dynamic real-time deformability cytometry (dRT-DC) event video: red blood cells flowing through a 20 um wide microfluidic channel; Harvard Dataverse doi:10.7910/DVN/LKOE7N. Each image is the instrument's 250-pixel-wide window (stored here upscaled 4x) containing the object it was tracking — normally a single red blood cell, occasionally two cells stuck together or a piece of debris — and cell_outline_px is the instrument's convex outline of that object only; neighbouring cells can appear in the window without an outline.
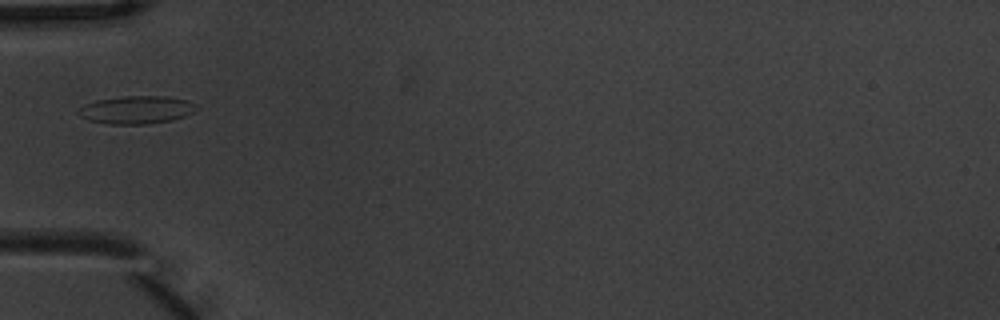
{"species": "common noctule bat (a hibernating species)", "species_latin": "Nyctalus noctula", "temperature_condition": "warm", "stored_images_in_passage": 5, "camera_frame_rate_fps": 3000, "um_per_image_px": 0.085, "animal": {"sex": "male", "body_mass_g": 20.1, "forearm_length_mm": 53.5}, "frame": {"image": 1, "passage_image": 5, "time_ms": 1.333, "image_size_px": [1000, 320], "cell_outline_px": [[200, 108], [184, 116], [172, 120], [148, 124], [108, 124], [92, 120], [80, 116], [76, 112], [84, 104], [96, 100], [124, 96], [164, 96], [188, 100], [196, 104]], "centroid_in_image_um": [11.62, 9.33], "position_along_channel_um": 73.4, "area_um2": 19.19}}